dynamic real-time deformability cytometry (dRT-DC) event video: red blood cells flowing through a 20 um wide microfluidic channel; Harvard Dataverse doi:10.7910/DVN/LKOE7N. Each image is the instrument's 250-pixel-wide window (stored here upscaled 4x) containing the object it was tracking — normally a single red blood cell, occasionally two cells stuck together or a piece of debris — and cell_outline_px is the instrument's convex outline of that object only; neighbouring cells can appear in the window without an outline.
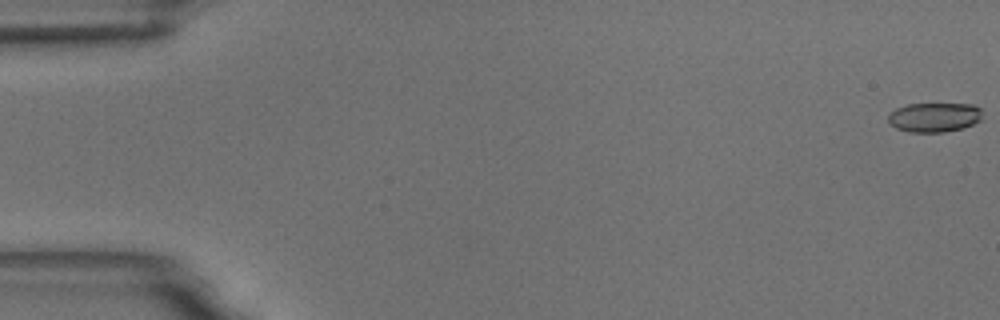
{"species": "common noctule bat (a hibernating species)", "species_latin": "Nyctalus noctula", "temperature_condition": "room temperature", "stored_images_in_passage": 59, "camera_frame_rate_fps": 3000, "um_per_image_px": 0.085, "animal": {"sex": "male", "body_mass_g": 18.8}, "frame": {"image": 1, "passage_image": 1, "time_ms": 0.0, "image_size_px": [1000, 320], "cell_outline_px": [[980, 120], [964, 128], [944, 132], [908, 132], [896, 128], [888, 120], [888, 116], [896, 108], [908, 104], [972, 104], [980, 108]], "centroid_in_image_um": [79.41, 9.97], "position_along_channel_um": 5.6, "area_um2": 16.01}}
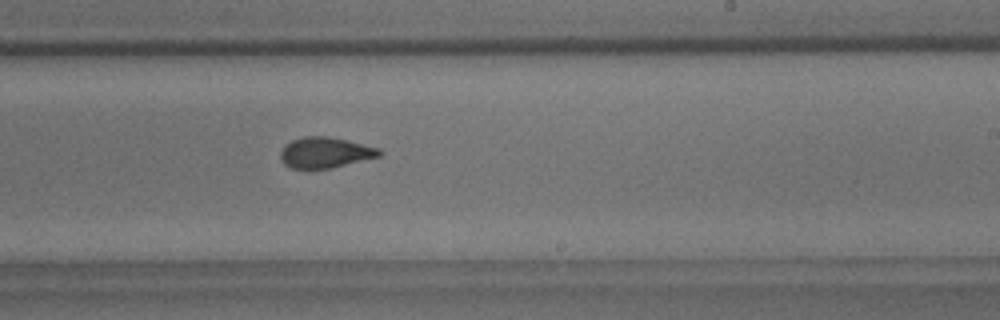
{"frame": {"image": 2, "passage_image": 36, "time_ms": 11.667, "image_size_px": [1000, 320], "cell_outline_px": [[384, 152], [380, 156], [332, 168], [292, 168], [284, 164], [280, 160], [280, 152], [284, 144], [292, 140], [304, 136], [328, 136], [348, 140], [380, 148]], "centroid_in_image_um": [27.64, 12.95], "position_along_channel_um": 261.4, "area_um2": 17.86}}
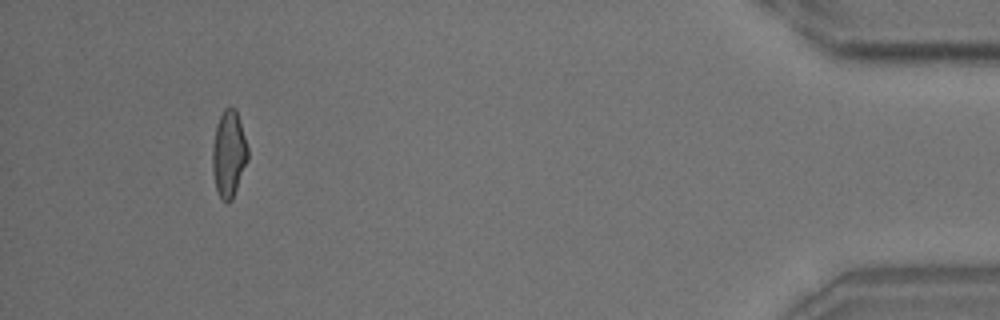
{"frame": {"image": 3, "passage_image": 55, "time_ms": 18.0, "image_size_px": [1000, 320], "cell_outline_px": [[248, 160], [232, 200], [228, 204], [220, 196], [216, 188], [212, 168], [212, 144], [216, 124], [224, 108], [236, 108], [248, 148]], "centroid_in_image_um": [19.44, 13.07], "position_along_channel_um": 415.8, "area_um2": 17.86}, "authors_computed_cell_mechanics": {"area_um2": 17.8602, "velocity_mm_per_s": 3.5053, "shape_relaxation_time_tau1_ms": 5.675, "shape_relaxation_time_tau2_ms": 1.3912, "deformation_change_tau1": 0.1357, "deformation_change_tau2": 0.0723}}